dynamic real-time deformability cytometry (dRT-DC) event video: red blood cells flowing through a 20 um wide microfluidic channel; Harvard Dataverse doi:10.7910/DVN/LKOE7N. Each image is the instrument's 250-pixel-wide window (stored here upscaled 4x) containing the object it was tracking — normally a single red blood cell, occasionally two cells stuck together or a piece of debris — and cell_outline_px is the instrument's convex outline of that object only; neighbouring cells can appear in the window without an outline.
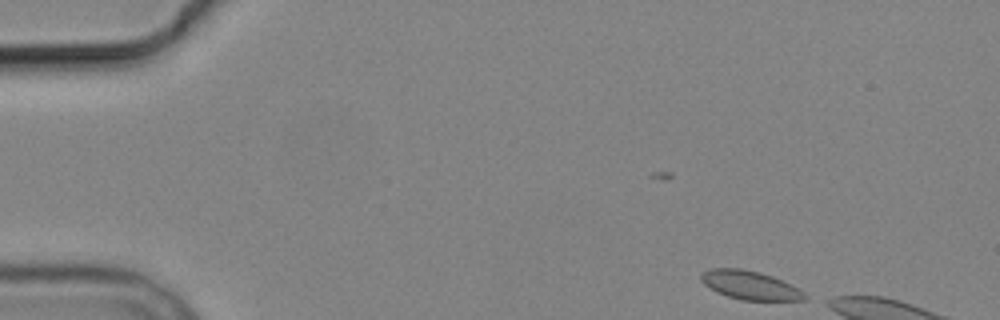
{"species": "common noctule bat (a hibernating species)", "species_latin": "Nyctalus noctula", "temperature_condition": "cold", "stored_images_in_passage": 4, "camera_frame_rate_fps": 3000, "um_per_image_px": 0.085, "animal": {"sex": "male", "body_mass_g": 19.2, "forearm_length_mm": 51.8}, "frame": {"image": 1, "passage_image": 1, "time_ms": 0.0, "image_size_px": [1000, 320], "cell_outline_px": [[808, 296], [804, 300], [740, 300], [716, 292], [704, 284], [700, 280], [700, 276], [704, 272], [712, 268], [740, 268], [760, 272], [772, 276], [804, 292]], "centroid_in_image_um": [63.72, 24.24], "position_along_channel_um": 21.3, "area_um2": 17.11}}